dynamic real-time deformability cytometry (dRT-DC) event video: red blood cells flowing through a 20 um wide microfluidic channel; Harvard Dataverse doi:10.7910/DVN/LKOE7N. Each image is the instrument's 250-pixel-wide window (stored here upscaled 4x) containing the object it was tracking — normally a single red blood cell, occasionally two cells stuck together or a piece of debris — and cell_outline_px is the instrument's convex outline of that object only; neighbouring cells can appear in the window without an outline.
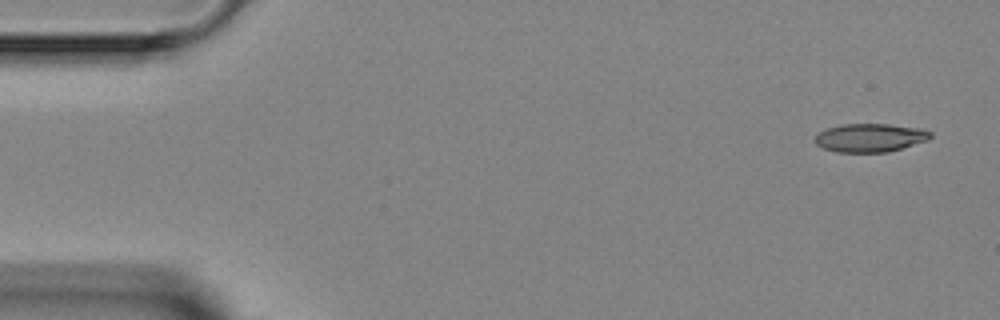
{"species": "Egyptian fruit bat (a non-hibernating species)", "species_latin": "Rousettus aegyptiacus", "temperature_condition": "room temperature", "stored_images_in_passage": 4, "camera_frame_rate_fps": 3000, "um_per_image_px": 0.085, "animal": {"sex": "female"}, "frame": {"image": 1, "passage_image": 1, "time_ms": 0.0, "image_size_px": [1000, 320], "cell_outline_px": [[932, 136], [928, 140], [888, 152], [836, 152], [824, 148], [816, 144], [812, 140], [820, 132], [828, 128], [840, 124], [888, 124], [920, 128], [932, 132]], "centroid_in_image_um": [73.95, 11.7], "position_along_channel_um": 11.0, "area_um2": 19.13}}